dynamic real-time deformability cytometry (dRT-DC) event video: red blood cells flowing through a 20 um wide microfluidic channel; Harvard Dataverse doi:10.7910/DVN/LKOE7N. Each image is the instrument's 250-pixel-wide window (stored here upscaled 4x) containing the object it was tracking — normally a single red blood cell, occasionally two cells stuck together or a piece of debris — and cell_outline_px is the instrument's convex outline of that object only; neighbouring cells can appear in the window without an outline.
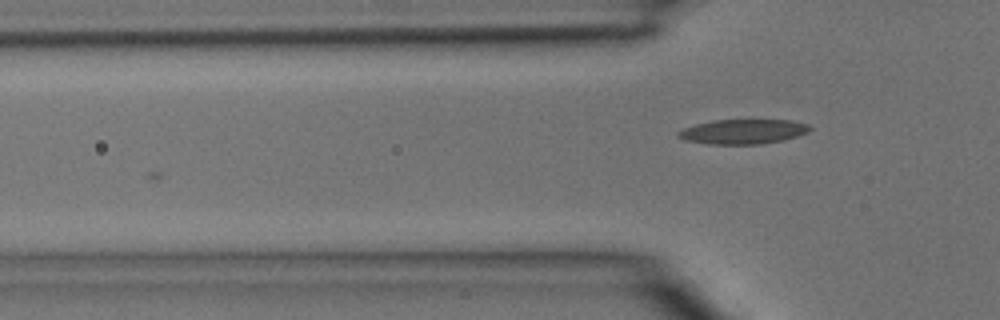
{"species": "common noctule bat (a hibernating species)", "species_latin": "Nyctalus noctula", "temperature_condition": "room temperature", "stored_images_in_passage": 4, "camera_frame_rate_fps": 3000, "um_per_image_px": 0.085, "animal": {"sex": "male", "body_mass_g": 15.6}, "frame": {"image": 1, "passage_image": 4, "time_ms": 1.0, "image_size_px": [1000, 320], "cell_outline_px": [[812, 128], [808, 132], [784, 140], [760, 144], [708, 144], [684, 140], [676, 136], [676, 132], [684, 128], [696, 124], [712, 120], [792, 120], [808, 124]], "centroid_in_image_um": [63.14, 11.18], "position_along_channel_um": 62.7, "area_um2": 19.02}}